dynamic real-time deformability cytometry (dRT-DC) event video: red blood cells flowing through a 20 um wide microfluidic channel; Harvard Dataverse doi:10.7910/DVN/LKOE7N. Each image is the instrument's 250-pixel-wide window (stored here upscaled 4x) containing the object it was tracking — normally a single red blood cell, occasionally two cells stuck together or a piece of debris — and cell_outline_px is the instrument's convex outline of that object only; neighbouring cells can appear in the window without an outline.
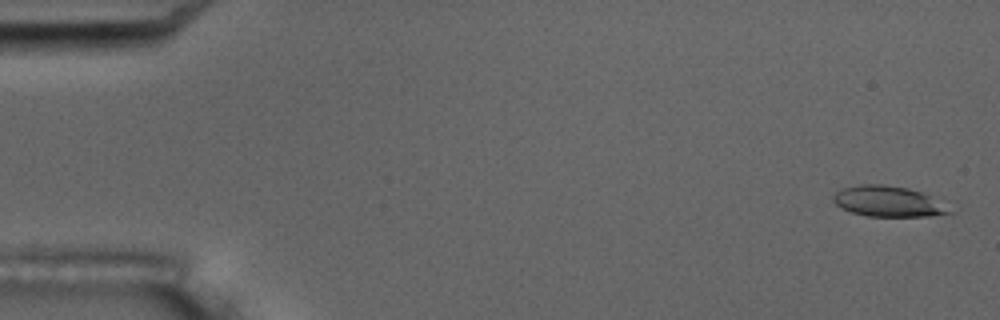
{"species": "common noctule bat (a hibernating species)", "species_latin": "Nyctalus noctula", "temperature_condition": "room temperature", "stored_images_in_passage": 4, "camera_frame_rate_fps": 3000, "um_per_image_px": 0.085, "animal": {"sex": "male", "body_mass_g": 17.5, "forearm_length_mm": 52.3}, "frame": {"image": 1, "passage_image": 1, "time_ms": 0.0, "image_size_px": [1000, 320], "cell_outline_px": [[952, 212], [932, 216], [868, 216], [852, 212], [840, 208], [832, 200], [832, 196], [836, 192], [844, 188], [860, 184], [880, 184], [908, 188], [920, 192], [928, 196]], "centroid_in_image_um": [75.38, 17.12], "position_along_channel_um": 9.6, "area_um2": 20.17}}